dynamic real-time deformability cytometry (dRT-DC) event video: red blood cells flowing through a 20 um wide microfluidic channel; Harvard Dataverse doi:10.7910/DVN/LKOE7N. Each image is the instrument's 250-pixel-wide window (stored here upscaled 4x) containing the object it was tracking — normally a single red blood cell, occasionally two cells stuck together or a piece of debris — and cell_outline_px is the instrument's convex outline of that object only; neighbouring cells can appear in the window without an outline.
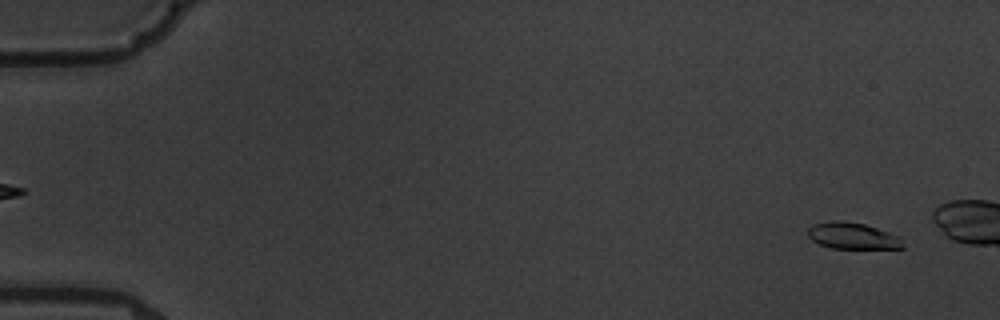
{"species": "common noctule bat (a hibernating species)", "species_latin": "Nyctalus noctula", "temperature_condition": "warm", "stored_images_in_passage": 7, "camera_frame_rate_fps": 3000, "um_per_image_px": 0.085, "animal": {"sex": "male", "body_mass_g": 19.5, "forearm_length_mm": 54.6}, "frame": {"image": 1, "passage_image": 7, "time_ms": 7.0, "image_size_px": [1000, 320], "cell_outline_px": [[904, 248], [832, 248], [820, 244], [812, 240], [808, 236], [808, 228], [812, 224], [832, 220], [840, 220], [864, 224], [900, 236], [904, 244]], "centroid_in_image_um": [72.46, 20.04], "position_along_channel_um": 12.5, "area_um2": 14.62}}